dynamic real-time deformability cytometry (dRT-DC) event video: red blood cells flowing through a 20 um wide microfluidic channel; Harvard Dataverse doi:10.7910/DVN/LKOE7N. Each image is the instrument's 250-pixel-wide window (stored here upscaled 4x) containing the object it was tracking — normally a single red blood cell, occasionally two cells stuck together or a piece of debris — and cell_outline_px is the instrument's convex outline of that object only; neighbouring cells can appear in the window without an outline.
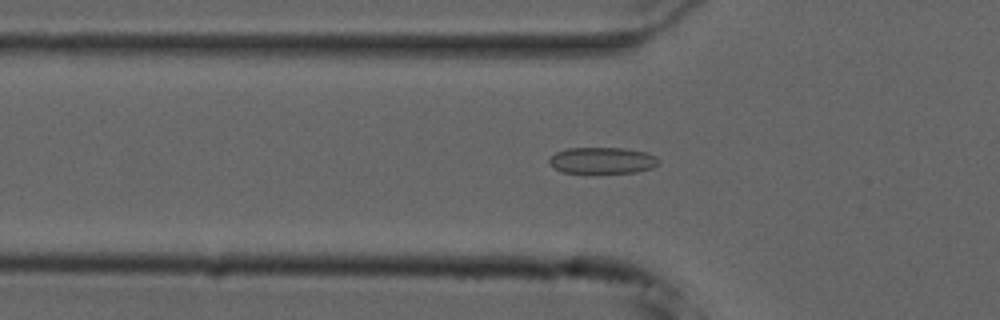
{"species": "common noctule bat (a hibernating species)", "species_latin": "Nyctalus noctula", "temperature_condition": "cold", "stored_images_in_passage": 41, "camera_frame_rate_fps": 3000, "um_per_image_px": 0.085, "animal": {"sex": "male", "forearm_length_mm": 52.5}, "frame": {"image": 1, "passage_image": 5, "time_ms": 1.333, "image_size_px": [1000, 320], "cell_outline_px": [[660, 164], [652, 168], [636, 172], [564, 172], [556, 168], [548, 160], [556, 152], [568, 148], [624, 148], [648, 152], [656, 156], [660, 160]], "centroid_in_image_um": [51.28, 13.62], "position_along_channel_um": 74.5, "area_um2": 16.65}}
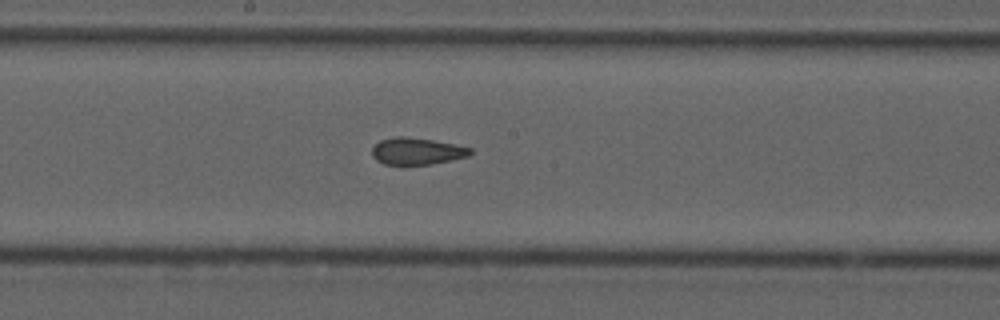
{"frame": {"image": 2, "passage_image": 16, "time_ms": 5.0, "image_size_px": [1000, 320], "cell_outline_px": [[472, 152], [468, 156], [428, 164], [384, 164], [376, 160], [372, 156], [372, 148], [380, 140], [396, 136], [404, 136], [432, 140], [472, 148]], "centroid_in_image_um": [35.39, 12.84], "position_along_channel_um": 212.8, "area_um2": 15.09}}
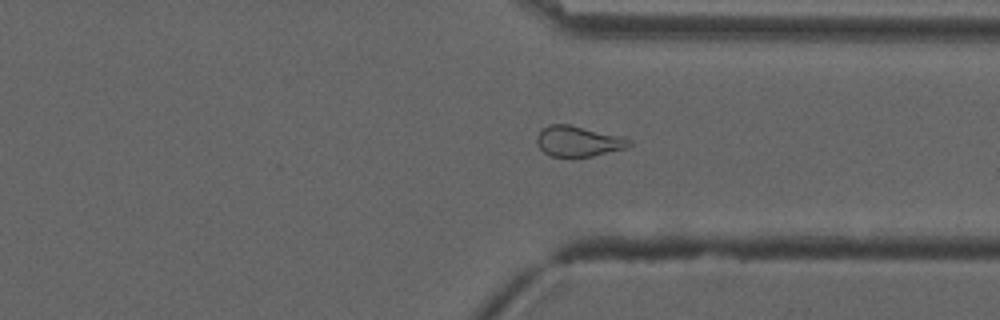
{"frame": {"image": 3, "passage_image": 28, "time_ms": 9.0, "image_size_px": [1000, 320], "cell_outline_px": [[632, 144], [628, 148], [592, 156], [552, 156], [544, 152], [536, 144], [536, 136], [548, 124], [568, 124], [620, 136], [632, 140]], "centroid_in_image_um": [49.16, 12.0], "position_along_channel_um": 362.2, "area_um2": 16.3}, "authors_computed_cell_mechanics": {"area_um2": 16.473, "velocity_mm_per_s": 3.746, "shape_relaxation_time_tau1_ms": null, "shape_relaxation_time_tau2_ms": 1.7277, "deformation_change_tau1": null, "deformation_change_tau2": 0.0947}}